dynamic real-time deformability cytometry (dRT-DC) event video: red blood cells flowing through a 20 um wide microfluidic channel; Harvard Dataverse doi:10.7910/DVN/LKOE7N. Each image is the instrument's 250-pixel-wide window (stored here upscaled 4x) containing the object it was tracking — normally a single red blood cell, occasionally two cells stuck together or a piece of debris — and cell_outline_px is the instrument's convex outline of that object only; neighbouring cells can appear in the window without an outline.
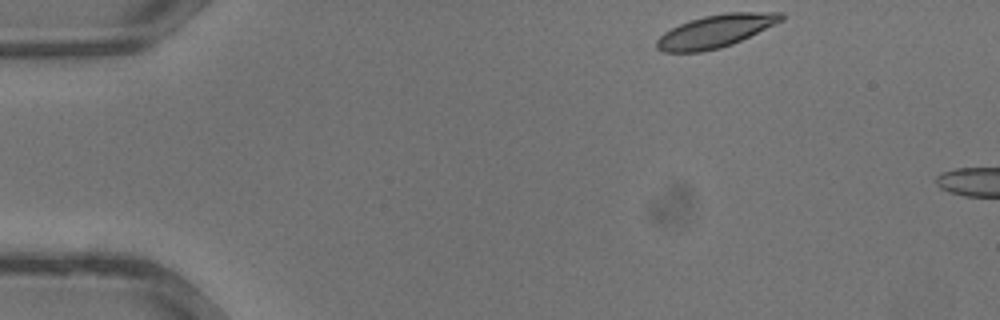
{"species": "common noctule bat (a hibernating species)", "species_latin": "Nyctalus noctula", "temperature_condition": "warm", "stored_images_in_passage": 4, "camera_frame_rate_fps": 3000, "um_per_image_px": 0.085, "animal": {"sex": "male", "body_mass_g": 13.3}, "frame": {"image": 1, "passage_image": 1, "time_ms": 0.0, "image_size_px": [1000, 320], "cell_outline_px": [[784, 20], [732, 44], [720, 48], [700, 52], [664, 52], [656, 48], [656, 40], [664, 32], [680, 24], [704, 16], [724, 12], [784, 12]], "centroid_in_image_um": [60.84, 2.64], "position_along_channel_um": 24.2, "area_um2": 23.64}}